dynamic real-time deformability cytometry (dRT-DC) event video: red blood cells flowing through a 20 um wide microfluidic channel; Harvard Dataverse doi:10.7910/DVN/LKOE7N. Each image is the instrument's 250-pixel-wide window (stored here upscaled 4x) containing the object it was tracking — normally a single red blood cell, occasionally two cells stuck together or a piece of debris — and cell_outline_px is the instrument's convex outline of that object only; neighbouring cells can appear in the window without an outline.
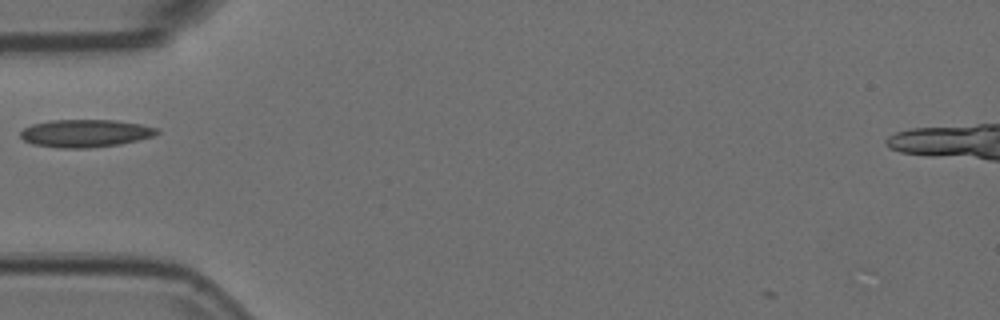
{"species": "Egyptian fruit bat (a non-hibernating species)", "species_latin": "Rousettus aegyptiacus", "temperature_condition": "room temperature", "stored_images_in_passage": 37, "camera_frame_rate_fps": 3000, "um_per_image_px": 0.085, "animal": {"sex": "female"}, "frame": {"image": 1, "passage_image": 1, "time_ms": 0.0, "image_size_px": [1000, 320], "cell_outline_px": [[160, 132], [152, 136], [120, 144], [88, 148], [60, 148], [32, 144], [24, 140], [20, 136], [20, 132], [24, 128], [32, 124], [52, 120], [112, 120], [140, 124], [160, 128]], "centroid_in_image_um": [7.24, 11.33], "position_along_channel_um": 77.8, "area_um2": 21.96}}
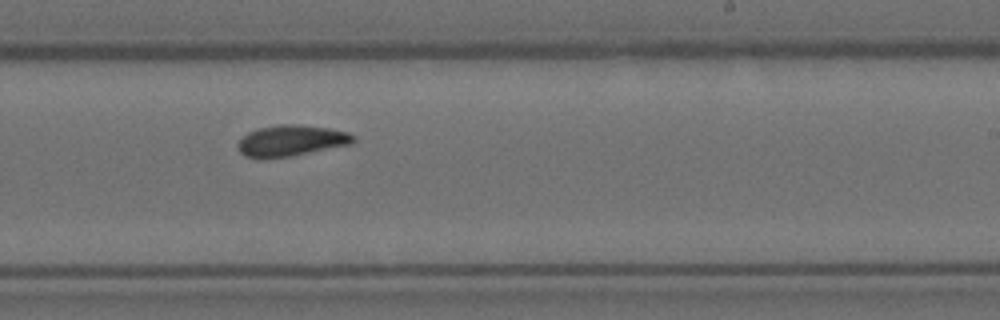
{"frame": {"image": 2, "passage_image": 16, "time_ms": 5.0, "image_size_px": [1000, 320], "cell_outline_px": [[356, 140], [352, 144], [292, 156], [244, 156], [240, 152], [236, 144], [248, 132], [260, 128], [280, 124], [296, 124], [328, 128], [348, 132], [356, 136]], "centroid_in_image_um": [24.82, 11.93], "position_along_channel_um": 264.2, "area_um2": 20.52}}
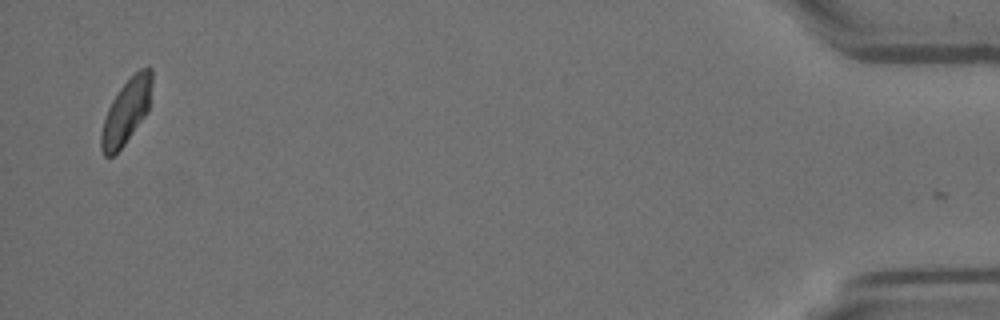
{"frame": {"image": 3, "passage_image": 36, "time_ms": 11.667, "image_size_px": [1000, 320], "cell_outline_px": [[152, 80], [148, 112], [124, 144], [112, 156], [104, 156], [100, 148], [100, 136], [104, 120], [108, 108], [112, 100], [120, 88], [140, 68], [148, 64], [152, 68]], "centroid_in_image_um": [10.74, 9.45], "position_along_channel_um": 424.5, "area_um2": 18.96}}